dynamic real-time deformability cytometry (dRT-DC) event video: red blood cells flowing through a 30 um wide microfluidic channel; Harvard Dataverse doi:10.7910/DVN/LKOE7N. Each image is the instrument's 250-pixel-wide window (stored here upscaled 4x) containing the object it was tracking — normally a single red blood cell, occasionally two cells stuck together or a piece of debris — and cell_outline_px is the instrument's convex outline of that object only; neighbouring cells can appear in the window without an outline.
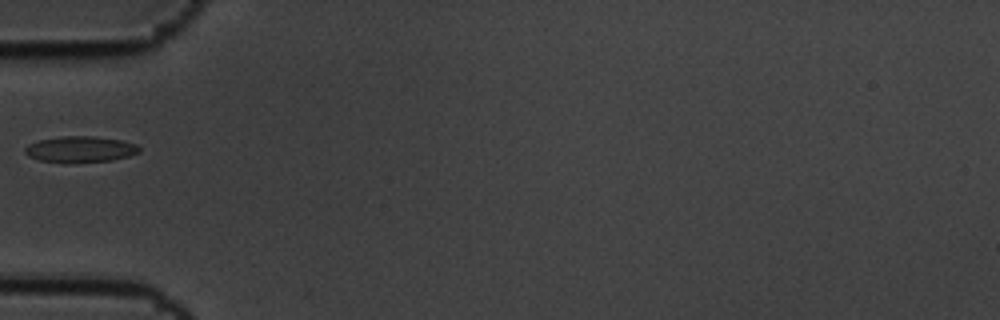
{"species": "common noctule bat (a hibernating species)", "species_latin": "Nyctalus noctula", "temperature_condition": "cold", "stored_images_in_passage": 37, "camera_frame_rate_fps": 3000, "um_per_image_px": 0.085, "animal": {"sex": "male", "body_mass_g": 19.5, "forearm_length_mm": 54.6}, "frame": {"image": 1, "passage_image": 1, "time_ms": 0.0, "image_size_px": [1000, 320], "cell_outline_px": [[140, 152], [128, 156], [112, 160], [40, 160], [28, 156], [24, 152], [24, 148], [28, 144], [40, 140], [60, 136], [92, 136], [124, 140], [136, 144], [140, 148]], "centroid_in_image_um": [6.85, 12.64], "position_along_channel_um": 78.1, "area_um2": 16.65}}
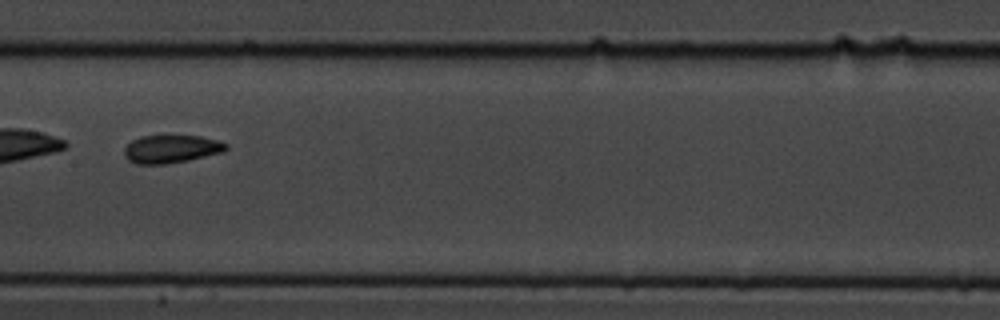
{"frame": {"image": 2, "passage_image": 11, "time_ms": 3.333, "image_size_px": [1000, 320], "cell_outline_px": [[228, 148], [224, 152], [188, 160], [168, 164], [136, 164], [128, 160], [124, 156], [124, 148], [132, 140], [140, 136], [160, 132], [200, 136], [216, 140], [228, 144]], "centroid_in_image_um": [14.52, 12.61], "position_along_channel_um": 192.9, "area_um2": 17.51}}